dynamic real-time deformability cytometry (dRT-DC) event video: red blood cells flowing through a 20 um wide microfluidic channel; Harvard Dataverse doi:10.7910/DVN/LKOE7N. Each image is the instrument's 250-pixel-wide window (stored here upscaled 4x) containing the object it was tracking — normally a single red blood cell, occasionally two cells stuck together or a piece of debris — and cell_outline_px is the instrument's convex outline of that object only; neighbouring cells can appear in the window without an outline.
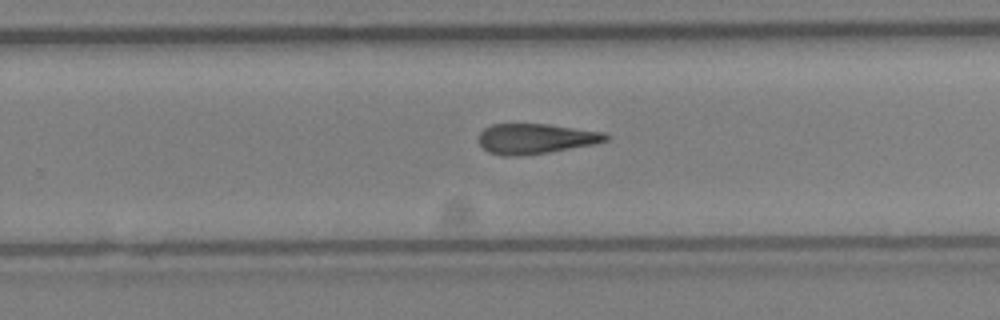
{"species": "Egyptian fruit bat (a non-hibernating species)", "species_latin": "Rousettus aegyptiacus", "temperature_condition": "cold", "stored_images_in_passage": 18, "camera_frame_rate_fps": 3000, "um_per_image_px": 0.085, "animal": {"sex": "female"}, "frame": {"image": 1, "passage_image": 16, "time_ms": 5.0, "image_size_px": [1000, 320], "cell_outline_px": [[612, 136], [608, 140], [596, 144], [524, 156], [500, 156], [488, 152], [480, 144], [480, 132], [484, 128], [492, 124], [548, 124], [604, 132]], "centroid_in_image_um": [45.56, 11.79], "position_along_channel_um": 284.2, "area_um2": 22.54}}